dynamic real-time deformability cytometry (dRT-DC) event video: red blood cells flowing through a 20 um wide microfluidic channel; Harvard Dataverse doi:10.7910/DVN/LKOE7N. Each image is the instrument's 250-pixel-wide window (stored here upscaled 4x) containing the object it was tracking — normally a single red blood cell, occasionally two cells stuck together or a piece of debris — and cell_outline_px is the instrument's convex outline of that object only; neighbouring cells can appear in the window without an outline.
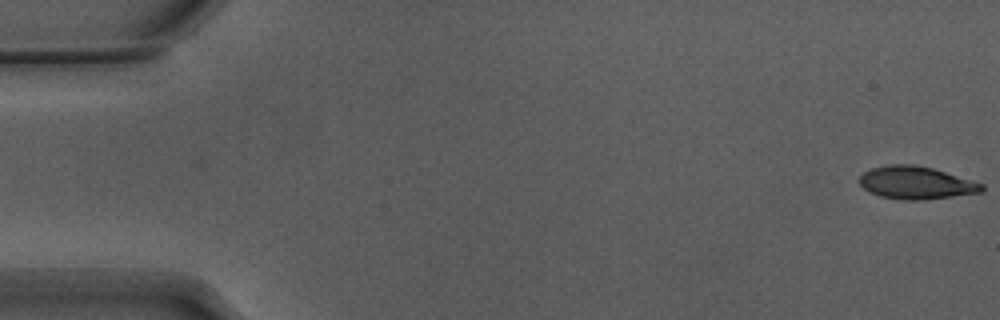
{"species": "Egyptian fruit bat (a non-hibernating species)", "species_latin": "Rousettus aegyptiacus", "temperature_condition": "warm", "stored_images_in_passage": 54, "camera_frame_rate_fps": 3000, "um_per_image_px": 0.085, "animal": {"sex": "male"}, "frame": {"image": 1, "passage_image": 1, "time_ms": 0.0, "image_size_px": [1000, 320], "cell_outline_px": [[984, 188], [980, 192], [924, 200], [904, 200], [880, 196], [868, 192], [860, 184], [860, 176], [864, 172], [872, 168], [892, 164], [912, 164], [932, 168], [984, 184]], "centroid_in_image_um": [77.84, 15.54], "position_along_channel_um": 7.2, "area_um2": 23.06}}
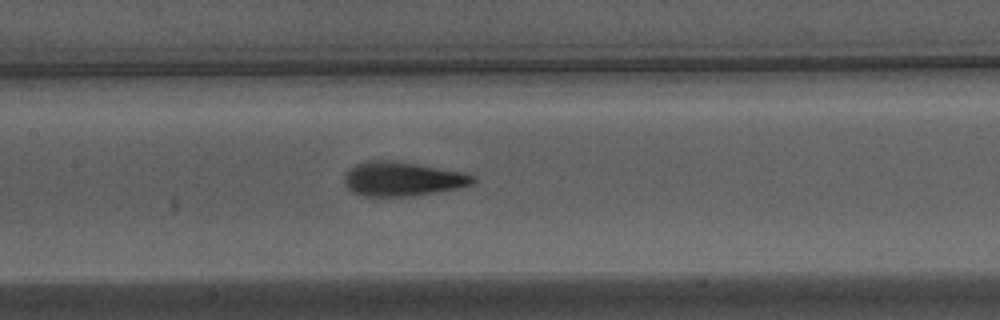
{"frame": {"image": 2, "passage_image": 26, "time_ms": 8.333, "image_size_px": [1000, 320], "cell_outline_px": [[476, 180], [472, 184], [460, 188], [412, 196], [360, 196], [352, 192], [344, 184], [344, 172], [348, 168], [364, 160], [388, 160], [416, 164], [460, 172], [476, 176]], "centroid_in_image_um": [34.14, 15.21], "position_along_channel_um": 173.3, "area_um2": 25.78}}
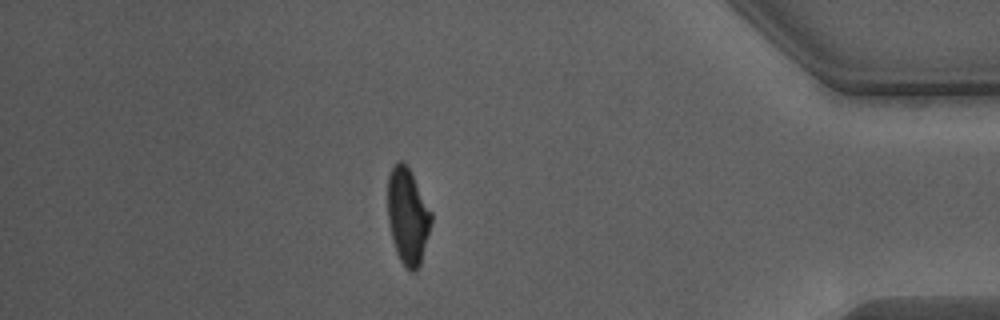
{"frame": {"image": 3, "passage_image": 47, "time_ms": 15.333, "image_size_px": [1000, 320], "cell_outline_px": [[432, 220], [420, 264], [416, 272], [412, 272], [404, 268], [396, 252], [392, 240], [388, 220], [388, 176], [396, 160], [404, 160], [432, 212]], "centroid_in_image_um": [34.64, 18.38], "position_along_channel_um": 400.6, "area_um2": 24.39}, "authors_computed_cell_mechanics": {"area_um2": 24.5939, "velocity_mm_per_s": 3.8397, "shape_relaxation_time_tau1_ms": 3.3335, "shape_relaxation_time_tau2_ms": 0.7157, "deformation_change_tau1": 0.1887, "deformation_change_tau2": 0.0807}}